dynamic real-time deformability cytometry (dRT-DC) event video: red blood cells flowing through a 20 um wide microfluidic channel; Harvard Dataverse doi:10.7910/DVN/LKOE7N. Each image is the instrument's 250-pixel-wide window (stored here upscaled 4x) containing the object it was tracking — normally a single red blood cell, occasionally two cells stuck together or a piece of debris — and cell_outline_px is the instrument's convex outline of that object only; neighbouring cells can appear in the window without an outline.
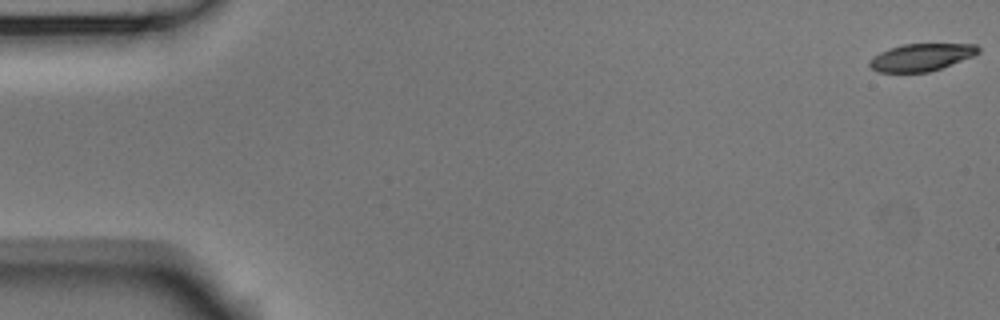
{"species": "Egyptian fruit bat (a non-hibernating species)", "species_latin": "Rousettus aegyptiacus", "temperature_condition": "room temperature", "stored_images_in_passage": 55, "camera_frame_rate_fps": 3000, "um_per_image_px": 0.085, "animal": {"sex": "male"}, "frame": {"image": 1, "passage_image": 1, "time_ms": 0.0, "image_size_px": [1000, 320], "cell_outline_px": [[980, 52], [972, 56], [940, 68], [928, 72], [880, 72], [872, 68], [868, 64], [868, 60], [872, 56], [888, 48], [904, 44], [976, 44], [980, 48]], "centroid_in_image_um": [78.27, 4.86], "position_along_channel_um": 6.7, "area_um2": 17.22}}
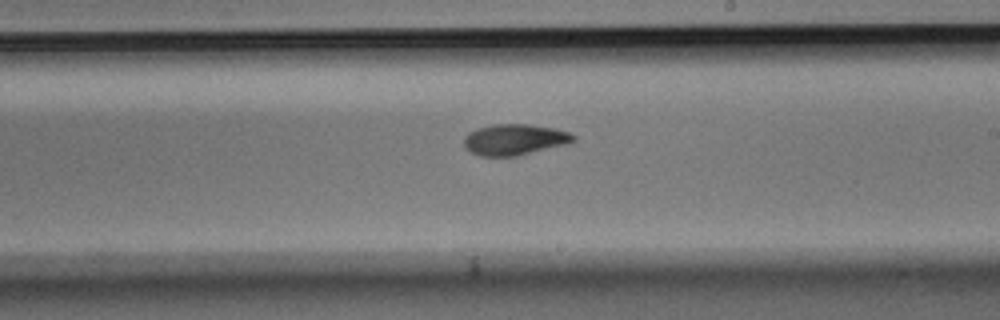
{"frame": {"image": 2, "passage_image": 32, "time_ms": 10.333, "image_size_px": [1000, 320], "cell_outline_px": [[576, 140], [568, 144], [516, 156], [480, 156], [464, 148], [464, 136], [468, 132], [492, 124], [528, 124], [556, 128], [568, 132], [576, 136]], "centroid_in_image_um": [43.75, 11.86], "position_along_channel_um": 245.2, "area_um2": 19.88}}
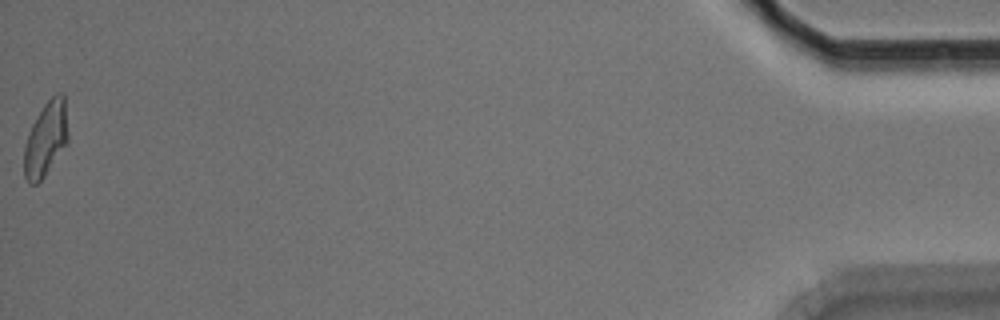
{"frame": {"image": 3, "passage_image": 55, "time_ms": 18.0, "image_size_px": [1000, 320], "cell_outline_px": [[68, 140], [44, 176], [36, 184], [28, 184], [24, 176], [24, 148], [28, 132], [32, 124], [44, 104], [56, 92], [60, 92], [64, 96], [68, 132]], "centroid_in_image_um": [3.88, 11.8], "position_along_channel_um": 431.3, "area_um2": 18.84}, "authors_computed_cell_mechanics": {"area_um2": 19.1318, "velocity_mm_per_s": 3.7077, "shape_relaxation_time_tau1_ms": 5.1742, "shape_relaxation_time_tau2_ms": 5.5612, "deformation_change_tau1": 0.1633, "deformation_change_tau2": 0.1147}}